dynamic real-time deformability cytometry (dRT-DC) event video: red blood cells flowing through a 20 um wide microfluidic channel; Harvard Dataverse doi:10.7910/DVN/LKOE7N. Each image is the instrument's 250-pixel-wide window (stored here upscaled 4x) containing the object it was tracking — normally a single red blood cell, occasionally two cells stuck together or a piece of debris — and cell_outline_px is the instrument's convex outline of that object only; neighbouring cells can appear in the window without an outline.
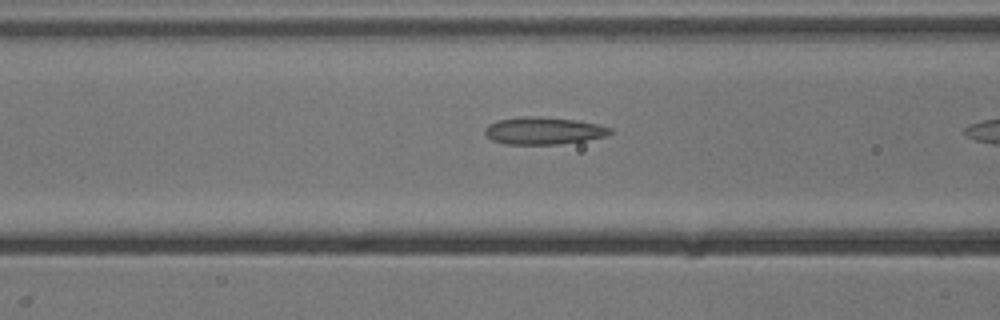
{"species": "common noctule bat (a hibernating species)", "species_latin": "Nyctalus noctula", "temperature_condition": "cold", "stored_images_in_passage": 9, "camera_frame_rate_fps": 3000, "um_per_image_px": 0.085, "animal": {"sex": "male", "body_mass_g": 13.3}, "frame": {"image": 1, "passage_image": 8, "time_ms": 2.333, "image_size_px": [1000, 320], "cell_outline_px": [[612, 132], [608, 136], [560, 144], [504, 144], [492, 140], [484, 132], [484, 128], [488, 124], [496, 120], [520, 116], [540, 116], [576, 120], [600, 124], [612, 128]], "centroid_in_image_um": [46.2, 11.1], "position_along_channel_um": 120.4, "area_um2": 20.17}}